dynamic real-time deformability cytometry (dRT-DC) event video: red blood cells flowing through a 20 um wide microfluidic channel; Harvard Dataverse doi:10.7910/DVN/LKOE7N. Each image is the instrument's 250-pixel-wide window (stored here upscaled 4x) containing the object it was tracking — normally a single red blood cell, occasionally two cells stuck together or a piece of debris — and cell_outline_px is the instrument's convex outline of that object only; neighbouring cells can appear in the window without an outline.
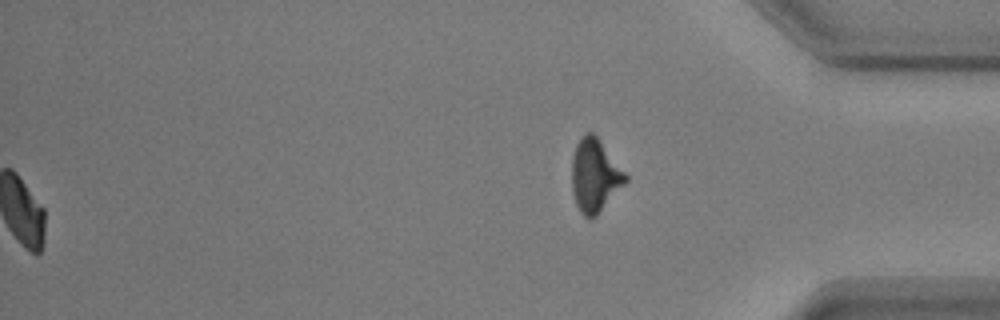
{"species": "common noctule bat (a hibernating species)", "species_latin": "Nyctalus noctula", "temperature_condition": "warm", "stored_images_in_passage": 57, "segment_of_instrument_passage": [2, 2], "camera_frame_rate_fps": 3000, "um_per_image_px": 0.085, "animal": {"sex": "male", "body_mass_g": 17.9, "forearm_length_mm": 54.2}, "frame": {"image": 1, "passage_image": 57, "time_ms": 18.667, "image_size_px": [1000, 320], "cell_outline_px": [[628, 180], [596, 216], [592, 220], [588, 220], [580, 212], [576, 204], [572, 192], [572, 156], [576, 144], [580, 136], [584, 132], [592, 132], [596, 136], [628, 176]], "centroid_in_image_um": [50.53, 14.93], "position_along_channel_um": 384.7, "area_um2": 22.83}}